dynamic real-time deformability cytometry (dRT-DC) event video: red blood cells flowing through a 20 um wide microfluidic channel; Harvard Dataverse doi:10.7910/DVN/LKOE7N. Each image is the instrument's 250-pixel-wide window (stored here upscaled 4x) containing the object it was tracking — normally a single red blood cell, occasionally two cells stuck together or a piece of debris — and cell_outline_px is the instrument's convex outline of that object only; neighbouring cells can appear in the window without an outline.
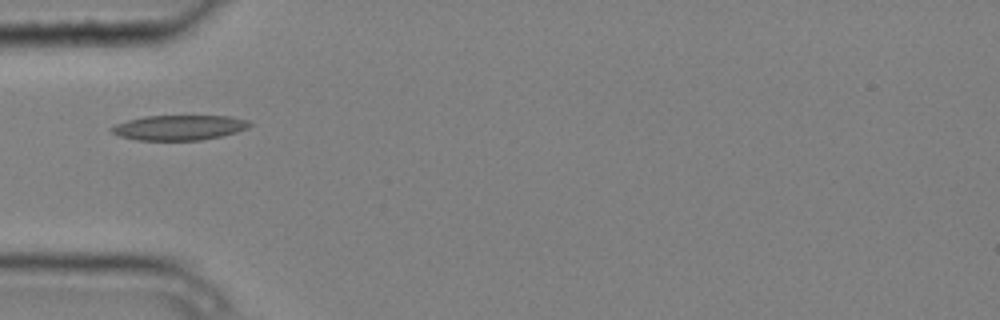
{"species": "common noctule bat (a hibernating species)", "species_latin": "Nyctalus noctula", "temperature_condition": "cold", "stored_images_in_passage": 7, "camera_frame_rate_fps": 3000, "um_per_image_px": 0.085, "animal": {"sex": "male", "body_mass_g": 20.4}, "frame": {"image": 1, "passage_image": 5, "time_ms": 1.333, "image_size_px": [1000, 320], "cell_outline_px": [[252, 124], [248, 128], [236, 132], [220, 136], [200, 140], [136, 140], [120, 136], [112, 132], [108, 128], [116, 124], [128, 120], [144, 116], [228, 116], [248, 120]], "centroid_in_image_um": [15.22, 10.84], "position_along_channel_um": 69.8, "area_um2": 20.06}}
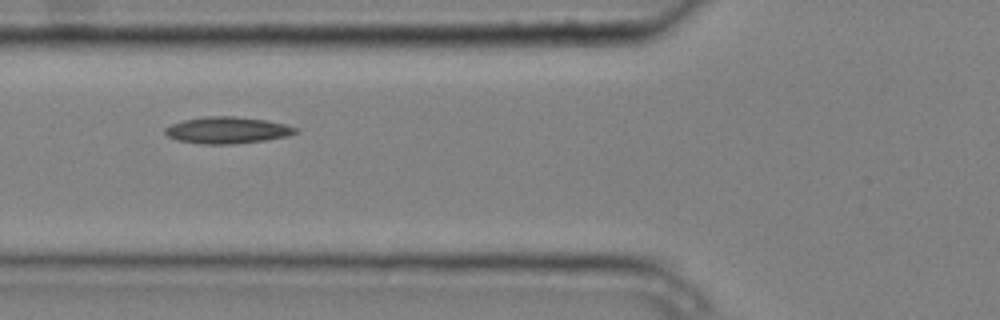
{"frame": {"image": 2, "passage_image": 6, "time_ms": 1.667, "image_size_px": [1000, 320], "cell_outline_px": [[300, 132], [288, 136], [264, 140], [232, 144], [200, 144], [176, 140], [168, 136], [164, 132], [164, 128], [172, 124], [184, 120], [204, 116], [232, 116], [264, 120], [284, 124], [296, 128]], "centroid_in_image_um": [19.29, 11.07], "position_along_channel_um": 106.5, "area_um2": 20.17}}
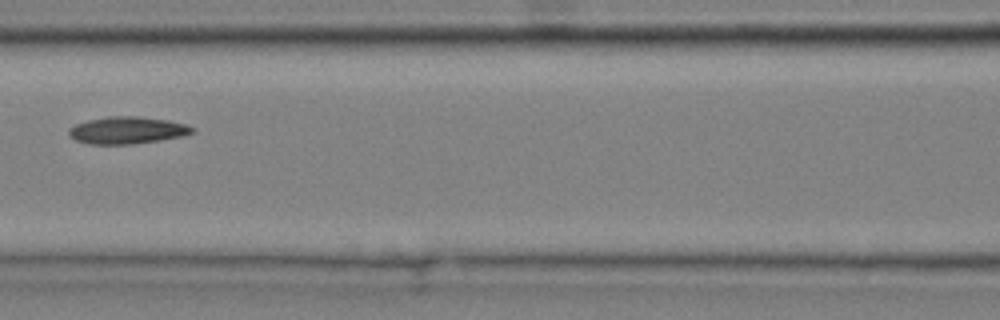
{"frame": {"image": 3, "passage_image": 7, "time_ms": 2.0, "image_size_px": [1000, 320], "cell_outline_px": [[196, 132], [180, 136], [160, 140], [132, 144], [88, 144], [76, 140], [68, 136], [68, 128], [76, 124], [88, 120], [108, 116], [136, 116], [168, 120], [188, 124], [196, 128]], "centroid_in_image_um": [10.82, 11.07], "position_along_channel_um": 155.8, "area_um2": 19.65}}